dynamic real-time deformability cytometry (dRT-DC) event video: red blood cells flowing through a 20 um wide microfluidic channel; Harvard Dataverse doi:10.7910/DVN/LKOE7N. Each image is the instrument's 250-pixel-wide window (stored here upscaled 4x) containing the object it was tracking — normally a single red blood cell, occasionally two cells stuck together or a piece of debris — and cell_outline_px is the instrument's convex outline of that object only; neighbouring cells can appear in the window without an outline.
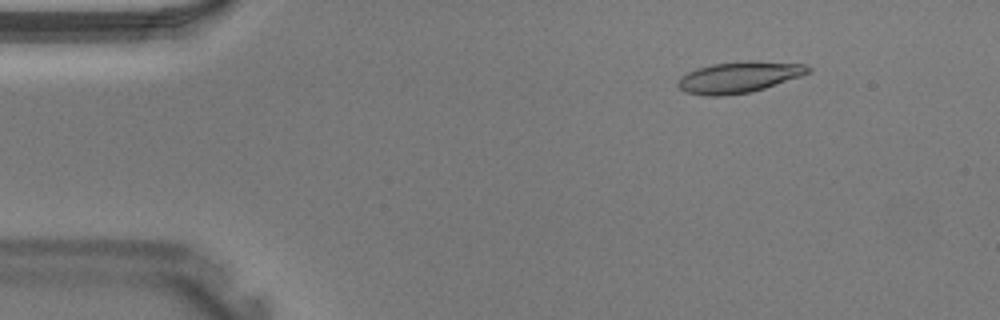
{"species": "Egyptian fruit bat (a non-hibernating species)", "species_latin": "Rousettus aegyptiacus", "temperature_condition": "warm", "stored_images_in_passage": 40, "camera_frame_rate_fps": 3000, "um_per_image_px": 0.085, "animal": {"sex": "male"}, "frame": {"image": 1, "passage_image": 5, "time_ms": 1.333, "image_size_px": [1000, 320], "cell_outline_px": [[812, 68], [808, 72], [800, 76], [752, 92], [720, 96], [708, 96], [684, 92], [676, 84], [680, 76], [696, 68], [712, 64], [744, 60], [756, 60], [808, 64]], "centroid_in_image_um": [62.8, 6.54], "position_along_channel_um": 22.2, "area_um2": 23.87}}
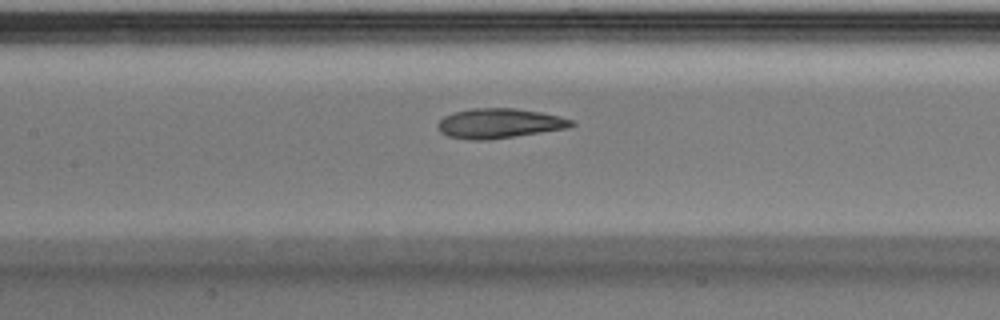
{"frame": {"image": 2, "passage_image": 18, "time_ms": 5.667, "image_size_px": [1000, 320], "cell_outline_px": [[576, 124], [568, 128], [488, 140], [468, 140], [448, 136], [440, 132], [436, 124], [444, 116], [452, 112], [472, 108], [516, 108], [540, 112], [572, 120]], "centroid_in_image_um": [42.39, 10.48], "position_along_channel_um": 165.0, "area_um2": 23.18}}
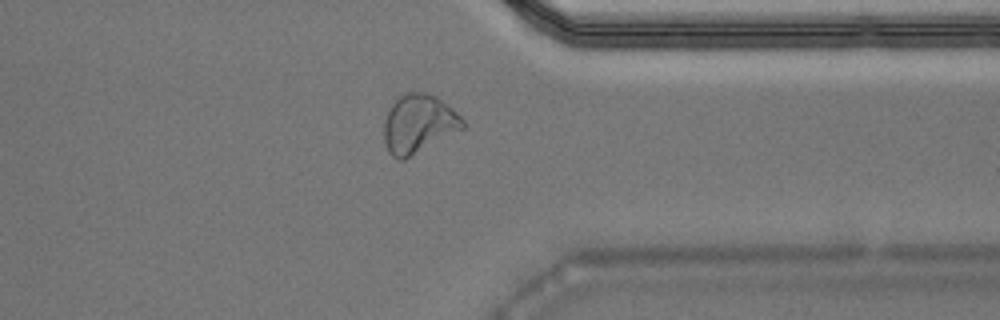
{"frame": {"image": 3, "passage_image": 31, "time_ms": 10.0, "image_size_px": [1000, 320], "cell_outline_px": [[464, 128], [404, 160], [400, 160], [392, 156], [388, 152], [384, 144], [384, 120], [392, 104], [404, 92], [424, 92], [436, 96], [452, 108], [464, 120]], "centroid_in_image_um": [35.56, 10.53], "position_along_channel_um": 375.8, "area_um2": 26.82}}